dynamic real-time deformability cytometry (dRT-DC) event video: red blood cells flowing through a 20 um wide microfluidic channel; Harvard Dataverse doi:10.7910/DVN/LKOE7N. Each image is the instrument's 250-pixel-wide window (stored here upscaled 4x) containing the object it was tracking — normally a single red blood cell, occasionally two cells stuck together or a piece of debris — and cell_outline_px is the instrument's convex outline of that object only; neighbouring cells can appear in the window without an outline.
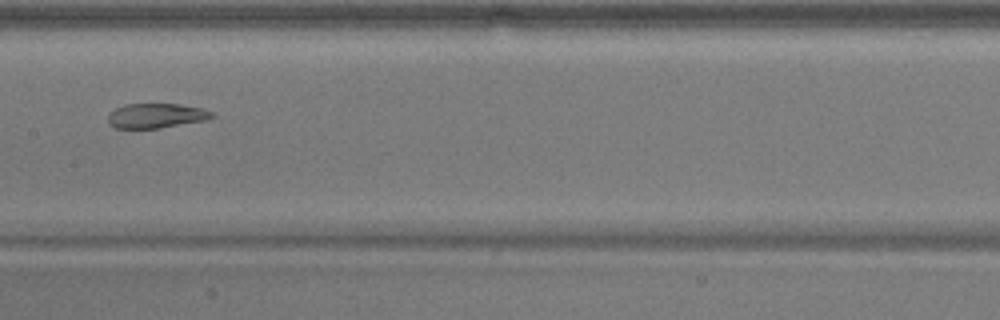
{"species": "common noctule bat (a hibernating species)", "species_latin": "Nyctalus noctula", "temperature_condition": "warm", "stored_images_in_passage": 8, "camera_frame_rate_fps": 3000, "um_per_image_px": 0.085, "animal": {"sex": "male", "body_mass_g": 17.9}, "frame": {"image": 1, "passage_image": 8, "time_ms": 8.333, "image_size_px": [1000, 320], "cell_outline_px": [[216, 116], [208, 120], [160, 128], [116, 128], [108, 124], [108, 112], [124, 104], [180, 104], [204, 108], [212, 112]], "centroid_in_image_um": [13.29, 9.83], "position_along_channel_um": 194.1, "area_um2": 15.2}}